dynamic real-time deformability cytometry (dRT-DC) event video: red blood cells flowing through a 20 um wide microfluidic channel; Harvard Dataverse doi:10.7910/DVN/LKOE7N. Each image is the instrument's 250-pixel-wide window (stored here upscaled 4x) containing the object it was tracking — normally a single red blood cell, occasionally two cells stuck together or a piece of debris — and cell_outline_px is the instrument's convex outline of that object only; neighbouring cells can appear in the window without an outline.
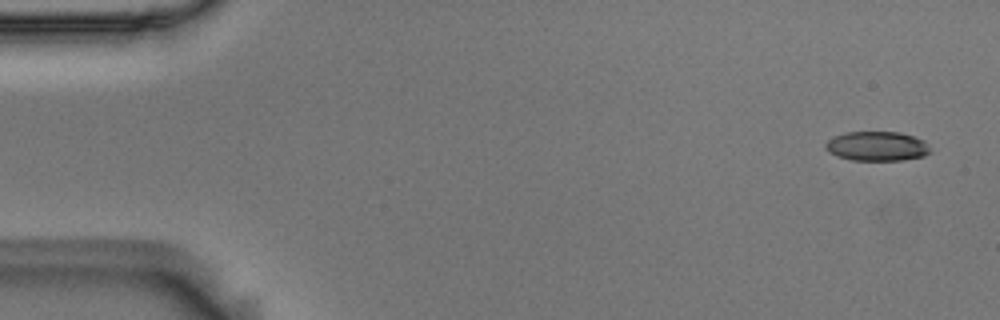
{"species": "Egyptian fruit bat (a non-hibernating species)", "species_latin": "Rousettus aegyptiacus", "temperature_condition": "room temperature", "stored_images_in_passage": 5, "segment_of_instrument_passage": [2, 2], "camera_frame_rate_fps": 3000, "um_per_image_px": 0.085, "animal": {"sex": "male"}, "frame": {"image": 1, "passage_image": 5, "time_ms": 1.333, "image_size_px": [1000, 320], "cell_outline_px": [[928, 152], [924, 156], [904, 160], [852, 160], [836, 156], [828, 152], [824, 148], [824, 144], [832, 136], [844, 132], [900, 132], [924, 140], [928, 144]], "centroid_in_image_um": [74.48, 12.42], "position_along_channel_um": 10.5, "area_um2": 18.09}}